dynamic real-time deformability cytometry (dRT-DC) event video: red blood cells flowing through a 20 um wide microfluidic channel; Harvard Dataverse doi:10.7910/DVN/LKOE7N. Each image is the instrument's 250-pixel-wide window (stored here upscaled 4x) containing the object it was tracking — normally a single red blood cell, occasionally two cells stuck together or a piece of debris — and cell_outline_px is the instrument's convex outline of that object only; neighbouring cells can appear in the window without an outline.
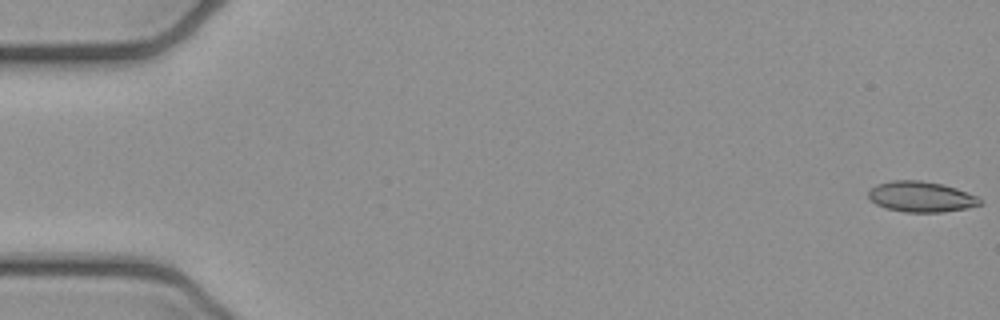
{"species": "common noctule bat (a hibernating species)", "species_latin": "Nyctalus noctula", "temperature_condition": "cold", "stored_images_in_passage": 52, "camera_frame_rate_fps": 3000, "um_per_image_px": 0.085, "animal": {"sex": "female", "body_mass_g": 21.9}, "frame": {"image": 1, "passage_image": 1, "time_ms": 0.0, "image_size_px": [1000, 320], "cell_outline_px": [[984, 204], [968, 208], [944, 212], [904, 212], [884, 208], [876, 204], [868, 196], [868, 192], [876, 184], [892, 180], [920, 180], [940, 184], [956, 188], [976, 196], [984, 200]], "centroid_in_image_um": [78.31, 16.73], "position_along_channel_um": 6.7, "area_um2": 20.0}}
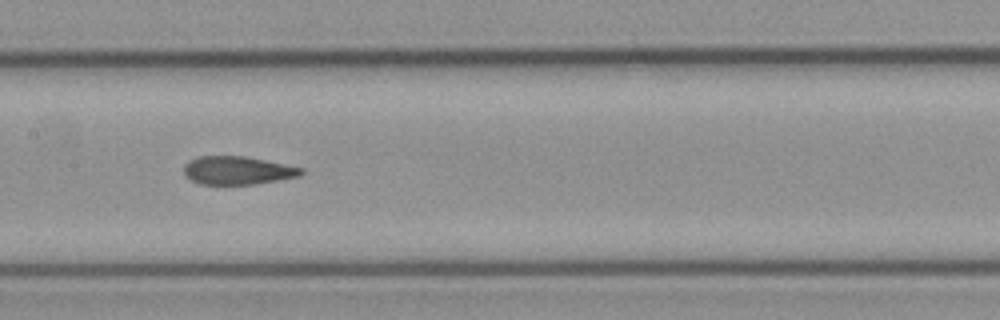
{"frame": {"image": 2, "passage_image": 26, "time_ms": 8.333, "image_size_px": [1000, 320], "cell_outline_px": [[304, 172], [300, 176], [256, 184], [200, 184], [184, 176], [184, 164], [188, 160], [200, 156], [244, 156], [304, 168]], "centroid_in_image_um": [20.17, 14.48], "position_along_channel_um": 187.2, "area_um2": 19.31}}
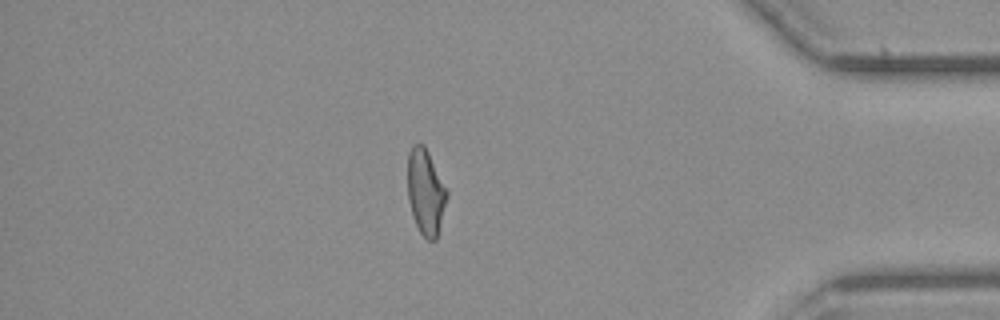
{"frame": {"image": 3, "passage_image": 45, "time_ms": 14.667, "image_size_px": [1000, 320], "cell_outline_px": [[448, 196], [436, 240], [428, 240], [420, 232], [416, 224], [408, 200], [408, 152], [412, 144], [424, 144], [448, 188]], "centroid_in_image_um": [36.2, 16.28], "position_along_channel_um": 399.0, "area_um2": 19.71}, "authors_computed_cell_mechanics": {"area_um2": 20.3456, "velocity_mm_per_s": 3.9496, "shape_relaxation_time_tau1_ms": null, "shape_relaxation_time_tau2_ms": 1.5401, "deformation_change_tau1": null, "deformation_change_tau2": 0.0692}}